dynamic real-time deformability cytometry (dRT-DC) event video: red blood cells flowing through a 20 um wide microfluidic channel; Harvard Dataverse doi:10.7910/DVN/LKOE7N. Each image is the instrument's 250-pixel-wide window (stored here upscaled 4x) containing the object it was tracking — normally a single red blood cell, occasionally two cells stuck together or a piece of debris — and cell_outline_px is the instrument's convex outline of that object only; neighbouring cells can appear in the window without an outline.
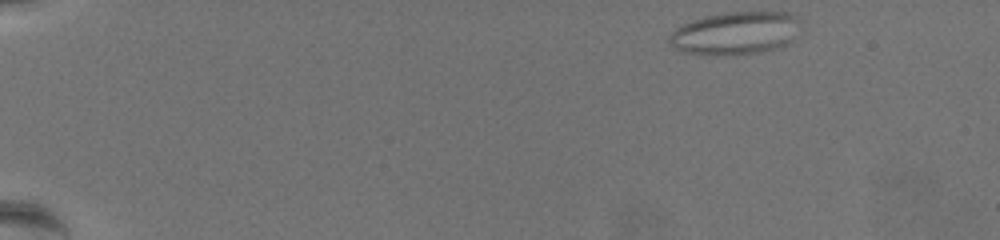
{"species": "common noctule bat (a hibernating species)", "species_latin": "Nyctalus noctula", "temperature_condition": "warm", "stored_images_in_passage": 56, "camera_frame_rate_fps": 3000, "um_per_image_px": 0.085, "animal": {"sex": "female", "body_mass_g": 19.5, "forearm_length_mm": 54.1}, "frame": {"image": 1, "passage_image": 1, "time_ms": 0.0, "image_size_px": [1000, 240], "cell_outline_px": [[800, 20], [792, 40], [784, 44], [772, 48], [756, 52], [724, 56], [684, 52], [668, 44], [668, 36], [676, 28], [692, 20], [704, 16], [728, 12], [788, 12], [800, 16]], "centroid_in_image_um": [62.47, 2.8], "position_along_channel_um": 22.5, "area_um2": 32.54}}
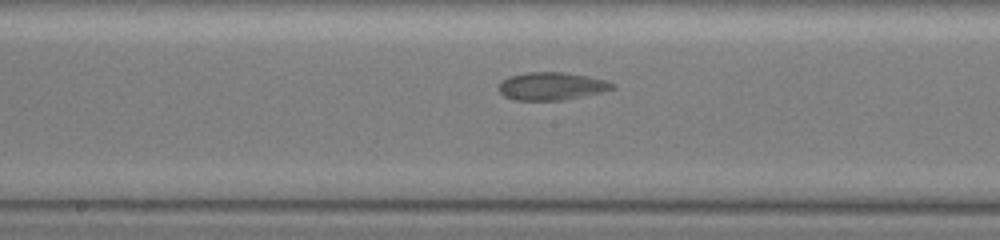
{"frame": {"image": 2, "passage_image": 29, "time_ms": 9.333, "image_size_px": [1000, 240], "cell_outline_px": [[616, 88], [600, 92], [560, 100], [512, 100], [504, 96], [500, 92], [500, 84], [508, 76], [528, 72], [560, 72], [588, 76], [608, 80], [616, 84]], "centroid_in_image_um": [46.9, 7.32], "position_along_channel_um": 201.3, "area_um2": 18.26}}
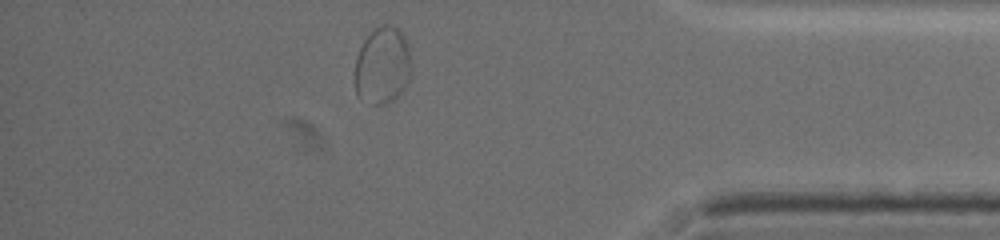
{"frame": {"image": 3, "passage_image": 49, "time_ms": 16.0, "image_size_px": [1000, 240], "cell_outline_px": [[412, 68], [408, 80], [404, 88], [392, 100], [384, 104], [372, 104], [360, 100], [356, 96], [356, 56], [364, 40], [376, 28], [384, 24], [388, 24], [400, 28], [408, 44], [412, 64]], "centroid_in_image_um": [32.53, 5.56], "position_along_channel_um": 402.7, "area_um2": 25.49}, "authors_computed_cell_mechanics": {"area_um2": 22.7443, "velocity_mm_per_s": 3.3933, "shape_relaxation_time_tau1_ms": null, "shape_relaxation_time_tau2_ms": 1.3073, "deformation_change_tau1": null, "deformation_change_tau2": 0.0666}}